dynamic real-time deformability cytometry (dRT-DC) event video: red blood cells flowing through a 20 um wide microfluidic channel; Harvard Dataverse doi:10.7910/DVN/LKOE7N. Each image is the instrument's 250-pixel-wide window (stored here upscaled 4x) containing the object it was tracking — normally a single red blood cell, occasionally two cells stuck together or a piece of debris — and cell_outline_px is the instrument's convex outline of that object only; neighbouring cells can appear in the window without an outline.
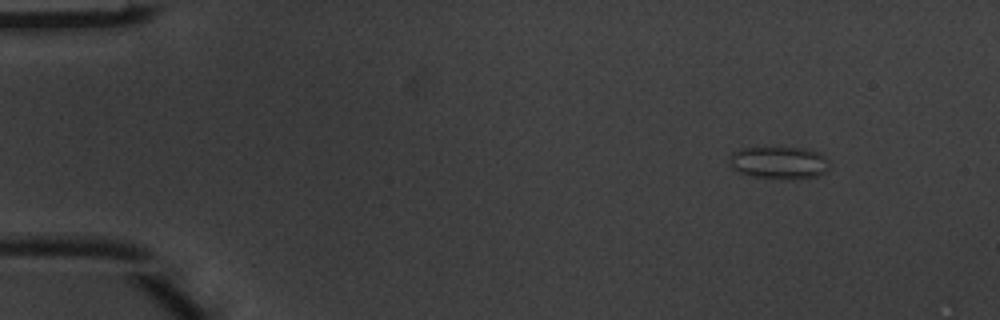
{"species": "common noctule bat (a hibernating species)", "species_latin": "Nyctalus noctula", "temperature_condition": "warm", "stored_images_in_passage": 6, "segment_of_instrument_passage": [2, 2], "camera_frame_rate_fps": 3000, "um_per_image_px": 0.085, "animal": {"sex": "male", "body_mass_g": 20.1, "forearm_length_mm": 53.5}, "frame": {"image": 1, "passage_image": 6, "time_ms": 1.667, "image_size_px": [1000, 320], "cell_outline_px": [[828, 168], [824, 172], [816, 176], [800, 180], [776, 180], [752, 176], [740, 172], [732, 168], [728, 160], [732, 152], [740, 148], [808, 148], [820, 152], [828, 160]], "centroid_in_image_um": [66.23, 13.85], "position_along_channel_um": 18.8, "area_um2": 19.36}}